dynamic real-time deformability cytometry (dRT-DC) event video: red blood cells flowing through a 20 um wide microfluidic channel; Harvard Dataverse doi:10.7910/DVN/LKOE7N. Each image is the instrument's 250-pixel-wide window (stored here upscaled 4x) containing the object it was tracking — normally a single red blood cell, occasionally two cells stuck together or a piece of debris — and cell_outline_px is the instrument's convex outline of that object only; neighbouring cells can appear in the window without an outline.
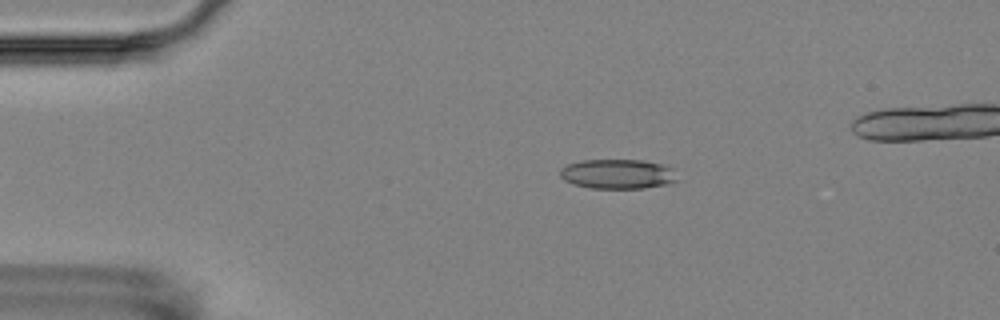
{"species": "Egyptian fruit bat (a non-hibernating species)", "species_latin": "Rousettus aegyptiacus", "temperature_condition": "room temperature", "stored_images_in_passage": 2, "camera_frame_rate_fps": 3000, "um_per_image_px": 0.085, "animal": {"sex": "female"}, "frame": {"image": 1, "passage_image": 2, "time_ms": 1.0, "image_size_px": [1000, 320], "cell_outline_px": [[676, 180], [668, 184], [644, 188], [592, 188], [572, 184], [564, 180], [560, 176], [560, 168], [568, 164], [580, 160], [644, 160], [660, 164], [672, 168]], "centroid_in_image_um": [52.45, 14.79], "position_along_channel_um": 32.5, "area_um2": 20.17}}